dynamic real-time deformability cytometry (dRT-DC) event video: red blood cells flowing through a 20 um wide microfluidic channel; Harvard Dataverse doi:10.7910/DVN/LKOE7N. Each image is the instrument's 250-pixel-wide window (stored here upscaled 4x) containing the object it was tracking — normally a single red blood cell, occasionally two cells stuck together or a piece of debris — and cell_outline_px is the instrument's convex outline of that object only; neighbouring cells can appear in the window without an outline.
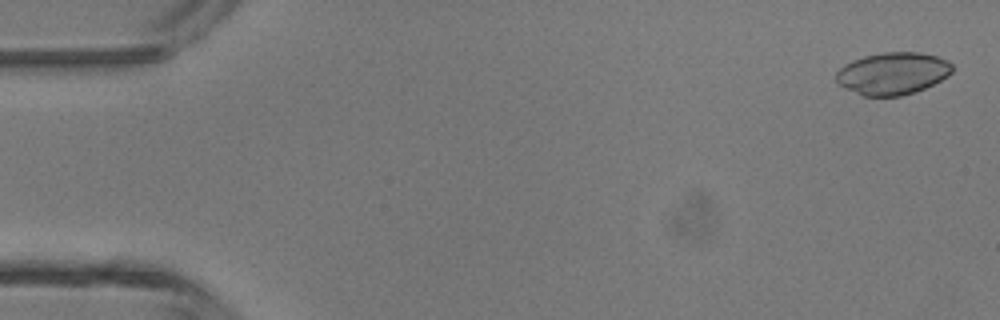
{"species": "common noctule bat (a hibernating species)", "species_latin": "Nyctalus noctula", "temperature_condition": "room temperature", "stored_images_in_passage": 5, "camera_frame_rate_fps": 3000, "um_per_image_px": 0.085, "animal": {"sex": "male", "body_mass_g": 13.3}, "frame": {"image": 1, "passage_image": 1, "time_ms": 0.0, "image_size_px": [1000, 320], "cell_outline_px": [[952, 72], [948, 76], [916, 92], [900, 96], [864, 96], [840, 84], [836, 80], [836, 72], [844, 64], [852, 60], [864, 56], [880, 52], [920, 52], [936, 56], [952, 64]], "centroid_in_image_um": [75.87, 6.23], "position_along_channel_um": 9.1, "area_um2": 28.38}}
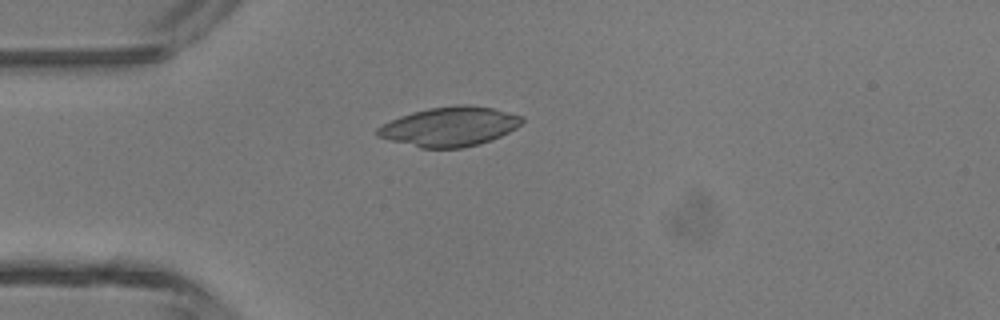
{"frame": {"image": 2, "passage_image": 4, "time_ms": 1.0, "image_size_px": [1000, 320], "cell_outline_px": [[524, 120], [516, 128], [492, 140], [480, 144], [464, 148], [420, 148], [376, 136], [376, 128], [400, 116], [412, 112], [428, 108], [456, 104], [468, 104], [492, 108], [524, 116]], "centroid_in_image_um": [38.24, 10.75], "position_along_channel_um": 46.8, "area_um2": 33.29}}